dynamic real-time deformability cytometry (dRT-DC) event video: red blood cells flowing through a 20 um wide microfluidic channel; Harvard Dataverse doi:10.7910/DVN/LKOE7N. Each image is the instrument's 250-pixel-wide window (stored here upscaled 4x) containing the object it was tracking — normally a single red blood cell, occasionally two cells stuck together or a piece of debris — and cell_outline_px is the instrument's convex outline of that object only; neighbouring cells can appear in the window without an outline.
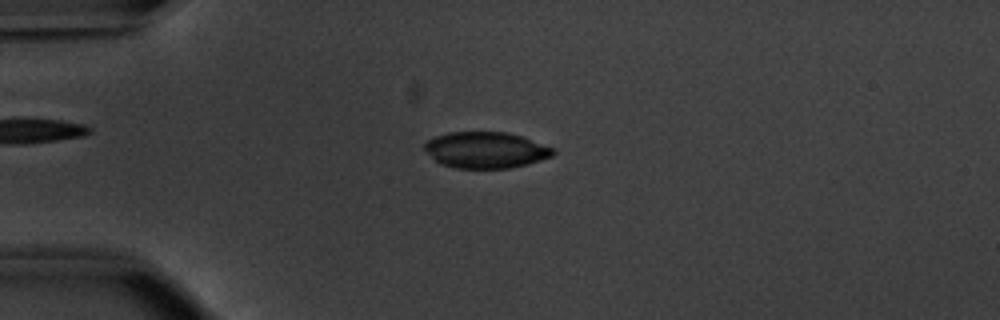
{"species": "common noctule bat (a hibernating species)", "species_latin": "Nyctalus noctula", "temperature_condition": "warm", "stored_images_in_passage": 52, "camera_frame_rate_fps": 3000, "um_per_image_px": 0.085, "animal": {"sex": "male", "body_mass_g": 20.1, "forearm_length_mm": 53.5}, "frame": {"image": 1, "passage_image": 13, "time_ms": 4.0, "image_size_px": [1000, 320], "cell_outline_px": [[556, 152], [552, 156], [528, 164], [508, 168], [456, 168], [444, 164], [436, 160], [424, 148], [424, 144], [428, 140], [436, 136], [448, 132], [508, 132], [520, 136], [552, 148]], "centroid_in_image_um": [41.29, 12.75], "position_along_channel_um": 43.7, "area_um2": 26.7}}
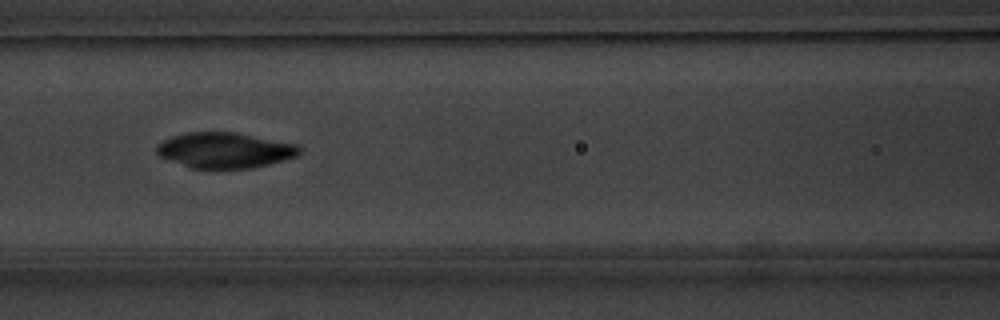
{"frame": {"image": 2, "passage_image": 23, "time_ms": 7.333, "image_size_px": [1000, 320], "cell_outline_px": [[300, 152], [296, 156], [284, 160], [252, 168], [216, 172], [188, 168], [160, 156], [156, 152], [156, 144], [172, 136], [184, 132], [236, 132], [296, 144], [300, 148]], "centroid_in_image_um": [19.05, 12.81], "position_along_channel_um": 147.5, "area_um2": 30.46}}
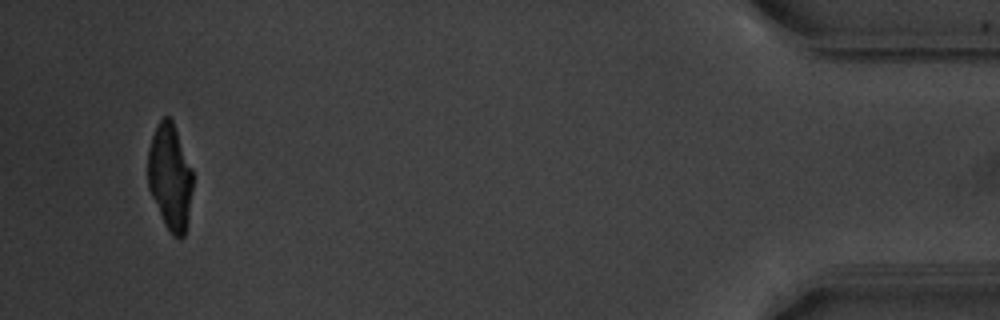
{"frame": {"image": 3, "passage_image": 50, "time_ms": 16.333, "image_size_px": [1000, 320], "cell_outline_px": [[192, 188], [188, 220], [184, 236], [180, 240], [172, 236], [164, 224], [148, 188], [148, 148], [152, 136], [160, 120], [164, 116], [168, 116], [172, 120], [192, 168]], "centroid_in_image_um": [14.45, 15.08], "position_along_channel_um": 420.8, "area_um2": 27.74}, "authors_computed_cell_mechanics": {"area_um2": 29.5069, "velocity_mm_per_s": 3.839, "shape_relaxation_time_tau1_ms": 3.2589, "shape_relaxation_time_tau2_ms": 2.6162, "deformation_change_tau1": 0.1071, "deformation_change_tau2": 0.0355}}